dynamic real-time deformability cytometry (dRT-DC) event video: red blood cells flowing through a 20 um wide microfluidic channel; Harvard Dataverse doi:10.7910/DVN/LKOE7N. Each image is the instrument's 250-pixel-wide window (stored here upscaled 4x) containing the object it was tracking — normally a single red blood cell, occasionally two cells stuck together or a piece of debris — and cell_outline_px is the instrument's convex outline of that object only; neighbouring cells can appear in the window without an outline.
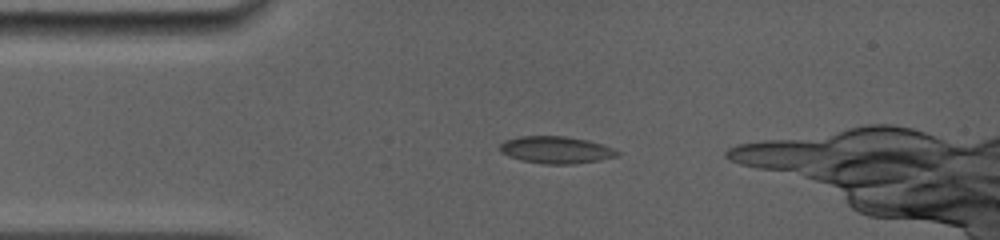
{"species": "common noctule bat (a hibernating species)", "species_latin": "Nyctalus noctula", "temperature_condition": "room temperature", "stored_images_in_passage": 18, "camera_frame_rate_fps": 5000, "um_per_image_px": 0.085, "animal": {"sex": "female", "body_mass_g": 19.0, "forearm_length_mm": 56.7}, "frame": {"image": 1, "passage_image": 1, "time_ms": 0.0, "image_size_px": [1000, 240], "cell_outline_px": [[620, 156], [600, 160], [572, 164], [544, 164], [520, 160], [508, 156], [500, 152], [500, 144], [504, 140], [520, 136], [564, 136], [588, 140], [612, 148], [620, 152]], "centroid_in_image_um": [47.25, 12.74], "position_along_channel_um": 37.8, "area_um2": 18.61}}
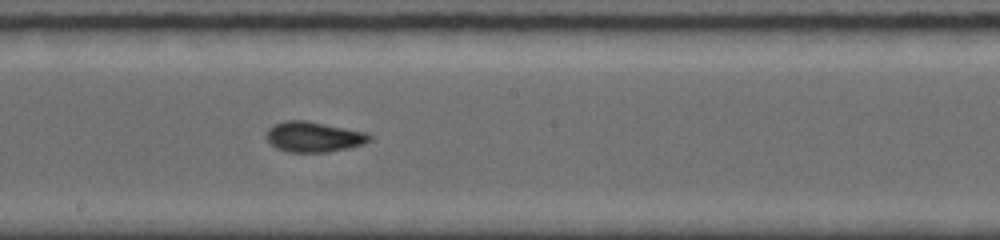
{"frame": {"image": 2, "passage_image": 9, "time_ms": 5.2, "image_size_px": [1000, 240], "cell_outline_px": [[372, 140], [364, 144], [348, 148], [328, 152], [288, 152], [276, 148], [264, 136], [268, 128], [284, 120], [304, 120], [364, 132], [372, 136]], "centroid_in_image_um": [26.64, 11.64], "position_along_channel_um": 221.6, "area_um2": 18.15}}
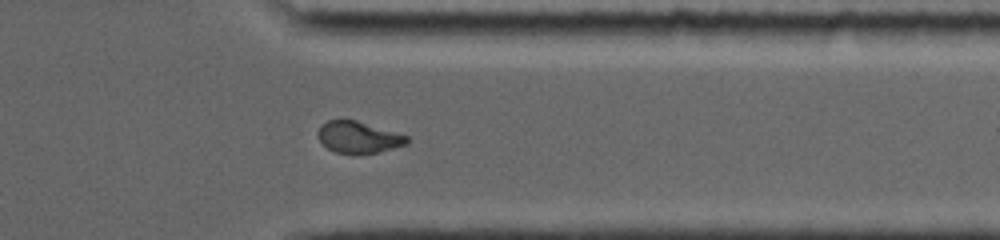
{"frame": {"image": 3, "passage_image": 15, "time_ms": 9.2, "image_size_px": [1000, 240], "cell_outline_px": [[408, 144], [380, 152], [336, 152], [328, 148], [316, 136], [316, 132], [328, 120], [356, 120], [408, 136]], "centroid_in_image_um": [30.48, 11.65], "position_along_channel_um": 380.9, "area_um2": 15.95}}